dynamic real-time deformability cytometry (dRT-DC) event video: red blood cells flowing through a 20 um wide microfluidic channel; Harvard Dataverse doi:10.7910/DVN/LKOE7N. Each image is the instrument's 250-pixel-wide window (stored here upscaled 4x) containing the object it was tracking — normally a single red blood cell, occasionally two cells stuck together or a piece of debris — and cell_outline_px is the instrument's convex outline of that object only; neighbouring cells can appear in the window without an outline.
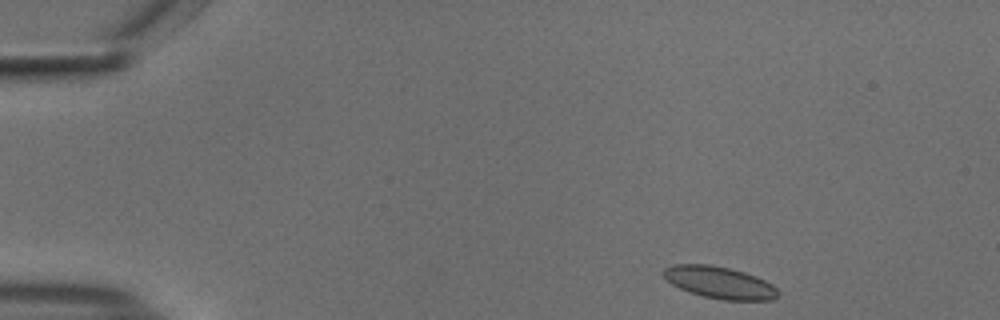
{"species": "common noctule bat (a hibernating species)", "species_latin": "Nyctalus noctula", "temperature_condition": "cold", "stored_images_in_passage": 48, "camera_frame_rate_fps": 3000, "um_per_image_px": 0.085, "animal": {"sex": "male", "body_mass_g": 18.8}, "frame": {"image": 1, "passage_image": 1, "time_ms": 0.0, "image_size_px": [1000, 320], "cell_outline_px": [[780, 292], [772, 300], [724, 300], [704, 296], [688, 292], [672, 284], [664, 276], [664, 268], [672, 264], [708, 264], [728, 268], [744, 272], [756, 276], [772, 284]], "centroid_in_image_um": [61.17, 24.01], "position_along_channel_um": 23.8, "area_um2": 21.21}}
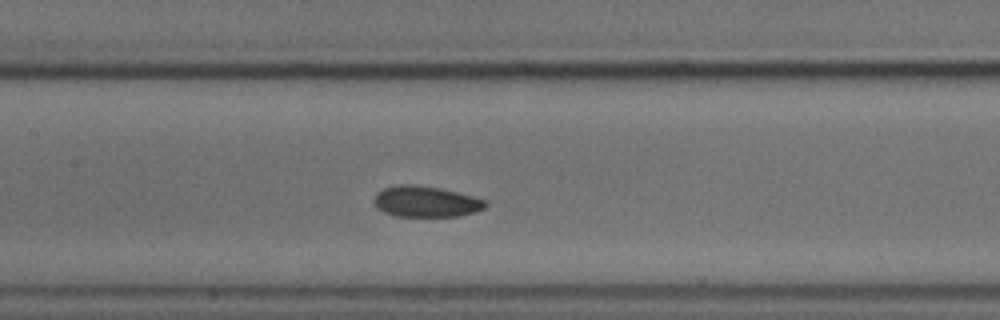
{"frame": {"image": 2, "passage_image": 20, "time_ms": 6.333, "image_size_px": [1000, 320], "cell_outline_px": [[488, 204], [484, 208], [476, 212], [460, 216], [396, 216], [384, 212], [376, 208], [376, 192], [384, 188], [400, 184], [412, 184], [440, 188], [472, 196], [484, 200]], "centroid_in_image_um": [36.21, 17.14], "position_along_channel_um": 171.2, "area_um2": 19.94}}
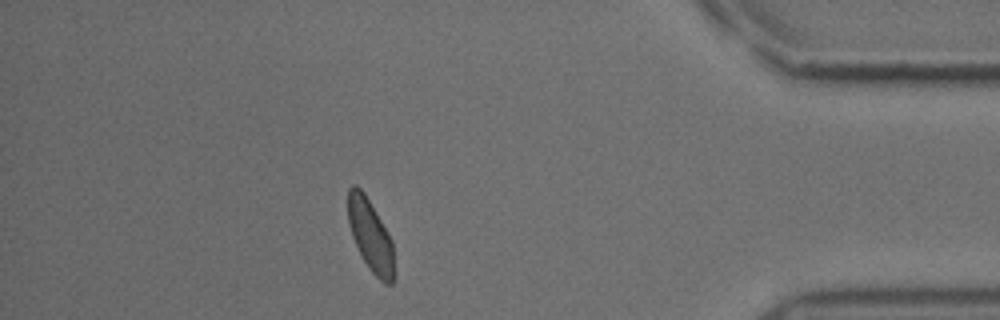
{"frame": {"image": 3, "passage_image": 42, "time_ms": 13.667, "image_size_px": [1000, 320], "cell_outline_px": [[396, 276], [392, 284], [384, 284], [368, 268], [352, 236], [348, 224], [348, 188], [352, 184], [356, 184], [364, 192], [376, 212], [392, 240]], "centroid_in_image_um": [31.51, 20.05], "position_along_channel_um": 403.7, "area_um2": 19.54}, "authors_computed_cell_mechanics": {"area_um2": 20.1433, "velocity_mm_per_s": 3.6816, "shape_relaxation_time_tau1_ms": 2.9326, "shape_relaxation_time_tau2_ms": 2.1243, "deformation_change_tau1": 0.0727, "deformation_change_tau2": 0.0502}}